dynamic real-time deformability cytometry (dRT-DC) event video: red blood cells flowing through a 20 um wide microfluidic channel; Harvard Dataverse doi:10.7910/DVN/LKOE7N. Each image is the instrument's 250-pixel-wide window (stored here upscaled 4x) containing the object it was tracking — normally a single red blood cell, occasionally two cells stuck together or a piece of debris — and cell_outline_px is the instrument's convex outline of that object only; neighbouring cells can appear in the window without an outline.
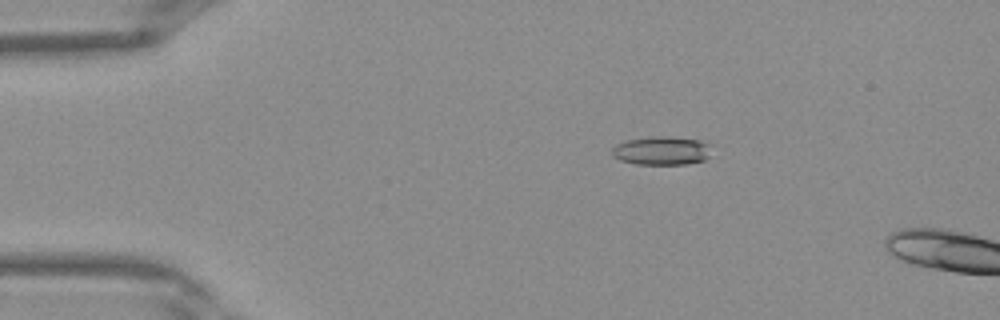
{"species": "Egyptian fruit bat (a non-hibernating species)", "species_latin": "Rousettus aegyptiacus", "temperature_condition": "warm", "stored_images_in_passage": 39, "camera_frame_rate_fps": 3000, "um_per_image_px": 0.085, "frame": {"image": 1, "passage_image": 7, "time_ms": 2.0, "image_size_px": [1000, 320], "cell_outline_px": [[712, 144], [708, 156], [704, 160], [684, 164], [636, 164], [620, 160], [612, 156], [612, 148], [616, 144], [628, 140], [652, 136], [664, 136], [700, 140]], "centroid_in_image_um": [56.24, 12.8], "position_along_channel_um": 28.8, "area_um2": 16.59}}
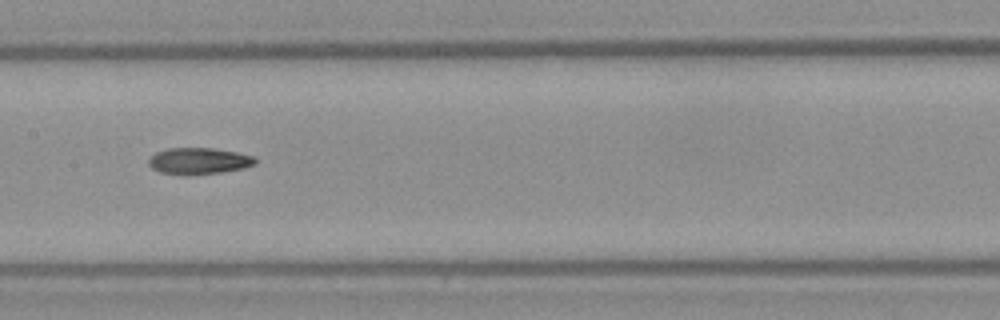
{"frame": {"image": 2, "passage_image": 20, "time_ms": 6.333, "image_size_px": [1000, 320], "cell_outline_px": [[256, 164], [244, 168], [220, 172], [160, 172], [152, 168], [148, 164], [148, 160], [156, 152], [168, 148], [212, 148], [236, 152], [256, 156]], "centroid_in_image_um": [16.95, 13.63], "position_along_channel_um": 190.4, "area_um2": 15.72}}
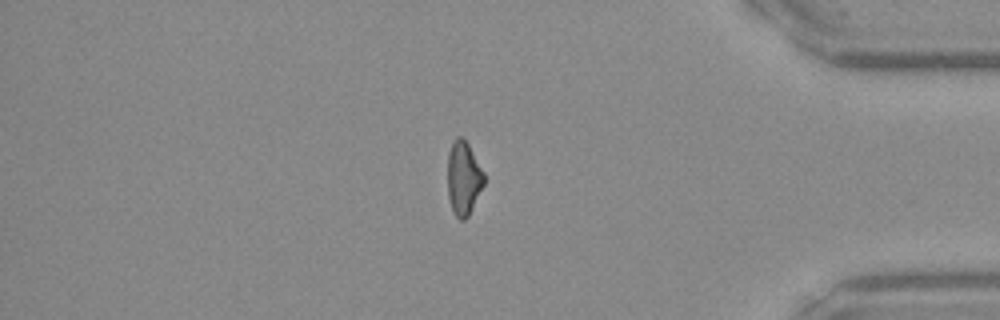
{"frame": {"image": 3, "passage_image": 34, "time_ms": 11.0, "image_size_px": [1000, 320], "cell_outline_px": [[484, 184], [468, 216], [464, 220], [460, 220], [456, 216], [452, 208], [448, 196], [448, 152], [452, 140], [456, 136], [460, 136], [468, 144], [484, 172]], "centroid_in_image_um": [39.39, 15.12], "position_along_channel_um": 395.8, "area_um2": 15.55}}